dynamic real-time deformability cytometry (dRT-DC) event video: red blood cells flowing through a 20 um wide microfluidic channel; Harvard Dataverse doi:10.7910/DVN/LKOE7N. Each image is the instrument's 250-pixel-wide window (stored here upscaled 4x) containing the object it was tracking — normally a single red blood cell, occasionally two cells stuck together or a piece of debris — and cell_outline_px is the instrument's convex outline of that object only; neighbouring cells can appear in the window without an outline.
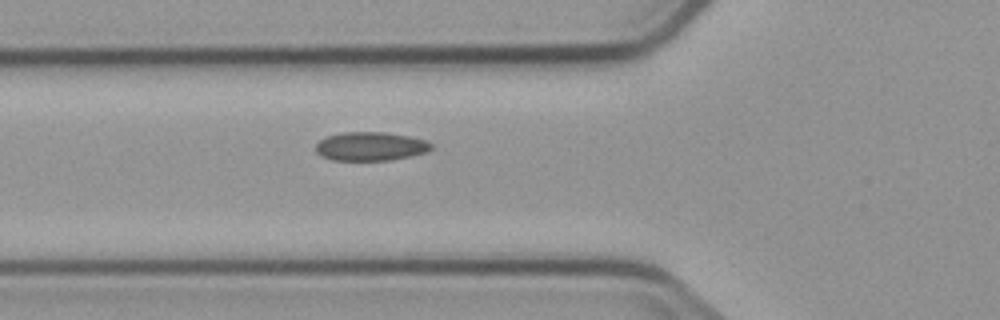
{"species": "common noctule bat (a hibernating species)", "species_latin": "Nyctalus noctula", "temperature_condition": "cold", "stored_images_in_passage": 3, "camera_frame_rate_fps": 3000, "um_per_image_px": 0.085, "animal": {"sex": "male", "body_mass_g": 23.1, "forearm_length_mm": 52.7}, "frame": {"image": 1, "passage_image": 3, "time_ms": 2.333, "image_size_px": [1000, 320], "cell_outline_px": [[432, 148], [428, 152], [392, 160], [332, 160], [320, 156], [316, 152], [316, 144], [320, 140], [328, 136], [340, 132], [384, 132], [408, 136], [424, 140], [432, 144]], "centroid_in_image_um": [31.48, 12.44], "position_along_channel_um": 94.3, "area_um2": 19.36}}